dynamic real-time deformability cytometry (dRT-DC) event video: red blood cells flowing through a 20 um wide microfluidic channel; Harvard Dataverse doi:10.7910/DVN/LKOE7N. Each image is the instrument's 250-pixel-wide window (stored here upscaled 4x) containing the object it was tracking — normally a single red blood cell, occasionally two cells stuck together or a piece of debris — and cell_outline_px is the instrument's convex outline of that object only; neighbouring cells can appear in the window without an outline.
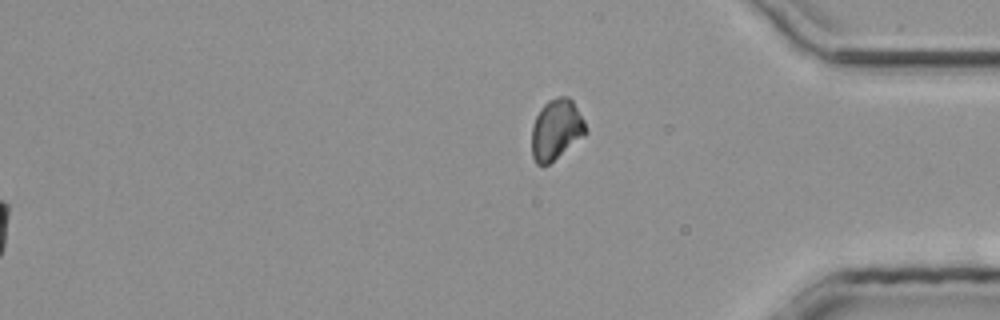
{"species": "common noctule bat (a hibernating species)", "species_latin": "Nyctalus noctula", "temperature_condition": "room temperature", "stored_images_in_passage": 28, "segment_of_instrument_passage": [2, 2], "camera_frame_rate_fps": 3000, "um_per_image_px": 0.085, "animal": {"sex": "male", "body_mass_g": 20.4}, "frame": {"image": 1, "passage_image": 28, "time_ms": 9.0, "image_size_px": [1000, 320], "cell_outline_px": [[588, 132], [584, 136], [544, 168], [536, 164], [532, 156], [532, 124], [540, 108], [548, 100], [560, 96], [568, 96], [572, 100], [584, 120], [588, 128]], "centroid_in_image_um": [47.27, 11.03], "position_along_channel_um": 387.9, "area_um2": 19.31}}